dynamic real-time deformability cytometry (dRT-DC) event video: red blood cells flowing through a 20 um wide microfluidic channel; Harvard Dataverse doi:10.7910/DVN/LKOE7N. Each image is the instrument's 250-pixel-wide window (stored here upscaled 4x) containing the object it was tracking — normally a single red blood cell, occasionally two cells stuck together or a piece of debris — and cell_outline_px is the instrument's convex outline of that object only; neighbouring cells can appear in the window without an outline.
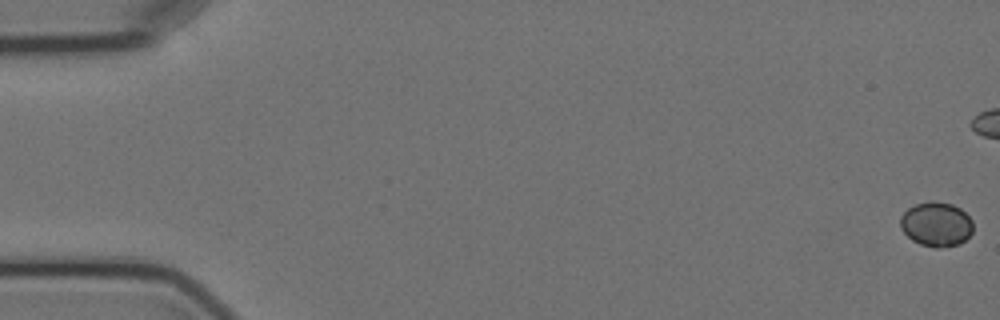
{"species": "Egyptian fruit bat (a non-hibernating species)", "species_latin": "Rousettus aegyptiacus", "temperature_condition": "cold", "stored_images_in_passage": 6, "camera_frame_rate_fps": 3000, "um_per_image_px": 0.085, "animal": {"sex": "female"}, "frame": {"image": 1, "passage_image": 1, "time_ms": 0.0, "image_size_px": [1000, 320], "cell_outline_px": [[972, 232], [960, 244], [936, 248], [920, 244], [912, 240], [900, 228], [900, 216], [908, 208], [916, 204], [952, 204], [960, 208], [972, 220]], "centroid_in_image_um": [79.57, 19.1], "position_along_channel_um": 5.4, "area_um2": 18.32}}
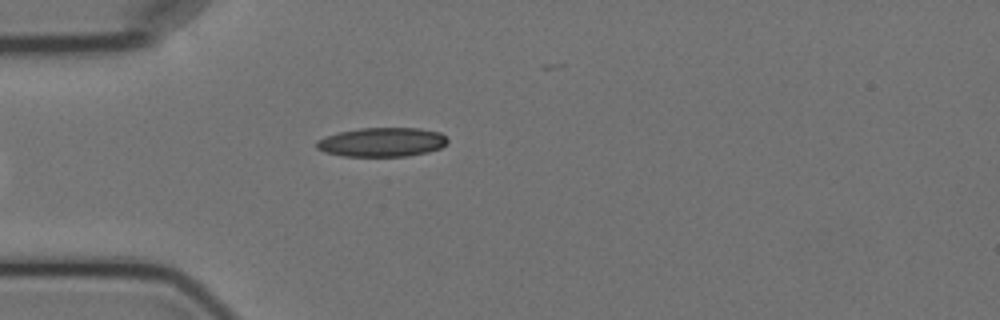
{"frame": {"image": 2, "passage_image": 6, "time_ms": 6.667, "image_size_px": [1000, 320], "cell_outline_px": [[448, 140], [440, 148], [428, 152], [408, 156], [344, 156], [324, 152], [316, 148], [316, 140], [324, 136], [340, 132], [360, 128], [420, 128], [440, 132]], "centroid_in_image_um": [32.44, 12.08], "position_along_channel_um": 52.6, "area_um2": 22.25}}